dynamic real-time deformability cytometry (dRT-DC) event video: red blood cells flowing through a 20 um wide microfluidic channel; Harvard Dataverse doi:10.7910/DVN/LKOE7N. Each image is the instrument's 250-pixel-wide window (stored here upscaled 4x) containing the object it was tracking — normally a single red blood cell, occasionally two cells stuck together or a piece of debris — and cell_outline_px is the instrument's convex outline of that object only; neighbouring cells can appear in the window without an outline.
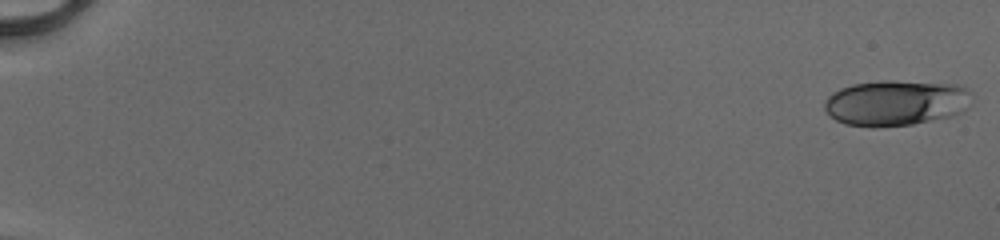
{"species": "human", "species_latin": "Homo sapiens", "temperature_condition": "cold", "stored_images_in_passage": 51, "camera_frame_rate_fps": 3000, "um_per_image_px": 0.085, "donor": {"sex": "male"}, "frame": {"image": 1, "passage_image": 1, "time_ms": 0.0, "image_size_px": [1000, 240], "cell_outline_px": [[972, 92], [968, 108], [964, 112], [952, 116], [912, 124], [872, 128], [844, 124], [836, 120], [824, 108], [824, 104], [828, 96], [832, 92], [840, 88], [852, 84], [880, 80], [892, 80], [956, 84], [968, 88]], "centroid_in_image_um": [76.17, 8.74], "position_along_channel_um": 8.8, "area_um2": 39.71}}
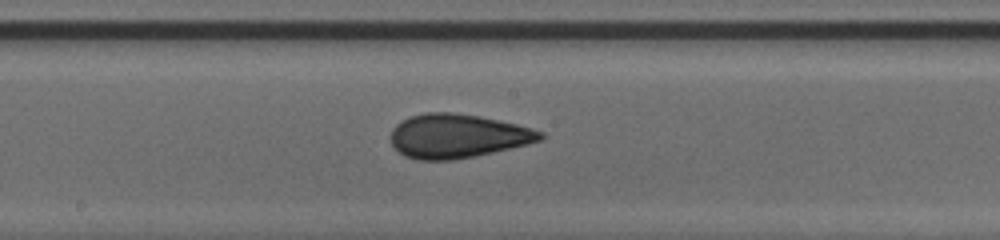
{"frame": {"image": 2, "passage_image": 30, "time_ms": 9.667, "image_size_px": [1000, 240], "cell_outline_px": [[544, 136], [540, 140], [528, 144], [476, 156], [452, 160], [420, 160], [404, 156], [392, 144], [388, 136], [392, 128], [400, 120], [408, 116], [424, 112], [452, 112], [480, 116], [516, 124], [532, 128], [544, 132]], "centroid_in_image_um": [38.84, 11.55], "position_along_channel_um": 209.4, "area_um2": 38.61}}
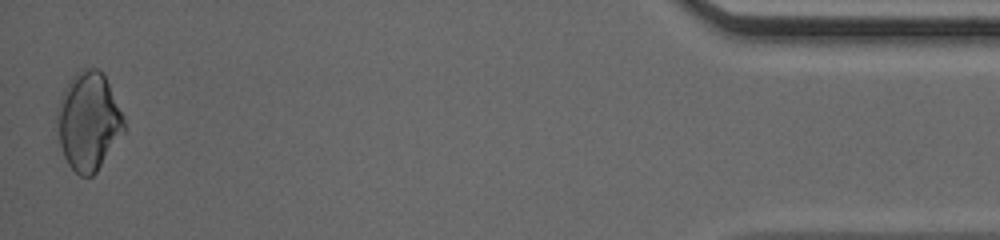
{"frame": {"image": 3, "passage_image": 51, "time_ms": 16.667, "image_size_px": [1000, 240], "cell_outline_px": [[124, 132], [96, 172], [92, 176], [80, 176], [68, 164], [64, 156], [60, 144], [56, 120], [56, 108], [64, 88], [68, 80], [80, 68], [96, 68], [104, 72], [124, 120]], "centroid_in_image_um": [7.49, 10.27], "position_along_channel_um": 427.7, "area_um2": 38.26}, "authors_computed_cell_mechanics": {"area_um2": 37.0498, "velocity_mm_per_s": 4.1683, "shape_relaxation_time_tau1_ms": 7.898, "shape_relaxation_time_tau2_ms": 1.1366, "deformation_change_tau1": 0.1706, "deformation_change_tau2": 0.0663}}